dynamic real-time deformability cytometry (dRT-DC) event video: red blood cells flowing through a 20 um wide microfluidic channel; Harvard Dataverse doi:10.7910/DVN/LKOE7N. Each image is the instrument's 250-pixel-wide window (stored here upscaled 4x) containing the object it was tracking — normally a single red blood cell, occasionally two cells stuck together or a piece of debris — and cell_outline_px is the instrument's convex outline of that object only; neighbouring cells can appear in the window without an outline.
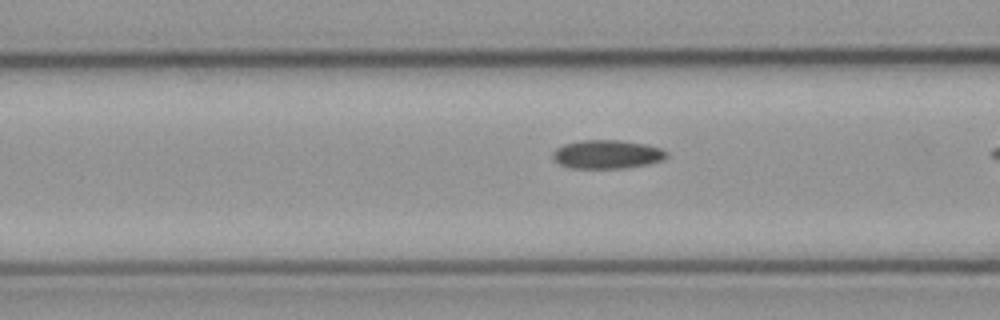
{"species": "common noctule bat (a hibernating species)", "species_latin": "Nyctalus noctula", "temperature_condition": "cold", "stored_images_in_passage": 6, "camera_frame_rate_fps": 3000, "um_per_image_px": 0.085, "animal": {"sex": "male", "body_mass_g": 23.1, "forearm_length_mm": 52.7}, "frame": {"image": 1, "passage_image": 5, "time_ms": 1.333, "image_size_px": [1000, 320], "cell_outline_px": [[668, 156], [664, 160], [648, 164], [624, 168], [568, 168], [560, 164], [552, 156], [552, 152], [556, 148], [564, 144], [580, 140], [620, 140], [648, 144], [660, 148], [668, 152]], "centroid_in_image_um": [51.62, 13.11], "position_along_channel_um": 115.0, "area_um2": 19.19}}